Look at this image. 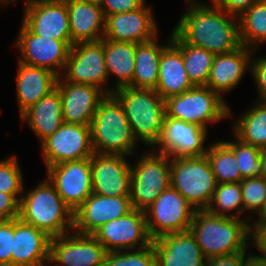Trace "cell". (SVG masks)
Instances as JSON below:
<instances>
[{
  "instance_id": "obj_40",
  "label": "cell",
  "mask_w": 266,
  "mask_h": 266,
  "mask_svg": "<svg viewBox=\"0 0 266 266\" xmlns=\"http://www.w3.org/2000/svg\"><path fill=\"white\" fill-rule=\"evenodd\" d=\"M14 219L0 220V265L11 266Z\"/></svg>"
},
{
  "instance_id": "obj_31",
  "label": "cell",
  "mask_w": 266,
  "mask_h": 266,
  "mask_svg": "<svg viewBox=\"0 0 266 266\" xmlns=\"http://www.w3.org/2000/svg\"><path fill=\"white\" fill-rule=\"evenodd\" d=\"M235 120L233 137L259 148H266V101L256 100Z\"/></svg>"
},
{
  "instance_id": "obj_46",
  "label": "cell",
  "mask_w": 266,
  "mask_h": 266,
  "mask_svg": "<svg viewBox=\"0 0 266 266\" xmlns=\"http://www.w3.org/2000/svg\"><path fill=\"white\" fill-rule=\"evenodd\" d=\"M206 266H244V251L206 259Z\"/></svg>"
},
{
  "instance_id": "obj_42",
  "label": "cell",
  "mask_w": 266,
  "mask_h": 266,
  "mask_svg": "<svg viewBox=\"0 0 266 266\" xmlns=\"http://www.w3.org/2000/svg\"><path fill=\"white\" fill-rule=\"evenodd\" d=\"M145 2L146 0H105L101 8L106 18L110 15L136 10Z\"/></svg>"
},
{
  "instance_id": "obj_48",
  "label": "cell",
  "mask_w": 266,
  "mask_h": 266,
  "mask_svg": "<svg viewBox=\"0 0 266 266\" xmlns=\"http://www.w3.org/2000/svg\"><path fill=\"white\" fill-rule=\"evenodd\" d=\"M258 219L256 218L255 220H253L254 218H252L251 221H266V200L263 204L262 209L260 210V212L257 214Z\"/></svg>"
},
{
  "instance_id": "obj_30",
  "label": "cell",
  "mask_w": 266,
  "mask_h": 266,
  "mask_svg": "<svg viewBox=\"0 0 266 266\" xmlns=\"http://www.w3.org/2000/svg\"><path fill=\"white\" fill-rule=\"evenodd\" d=\"M158 37L148 42L136 43L135 71L133 80L128 86L155 90L159 78L161 53L172 42L171 34L163 45L158 44Z\"/></svg>"
},
{
  "instance_id": "obj_16",
  "label": "cell",
  "mask_w": 266,
  "mask_h": 266,
  "mask_svg": "<svg viewBox=\"0 0 266 266\" xmlns=\"http://www.w3.org/2000/svg\"><path fill=\"white\" fill-rule=\"evenodd\" d=\"M46 170L47 179L73 211L93 193L90 158L63 162Z\"/></svg>"
},
{
  "instance_id": "obj_15",
  "label": "cell",
  "mask_w": 266,
  "mask_h": 266,
  "mask_svg": "<svg viewBox=\"0 0 266 266\" xmlns=\"http://www.w3.org/2000/svg\"><path fill=\"white\" fill-rule=\"evenodd\" d=\"M207 135L208 129L165 114L160 139L152 149L170 158L203 156Z\"/></svg>"
},
{
  "instance_id": "obj_37",
  "label": "cell",
  "mask_w": 266,
  "mask_h": 266,
  "mask_svg": "<svg viewBox=\"0 0 266 266\" xmlns=\"http://www.w3.org/2000/svg\"><path fill=\"white\" fill-rule=\"evenodd\" d=\"M104 266H157L153 244L136 250L108 252Z\"/></svg>"
},
{
  "instance_id": "obj_2",
  "label": "cell",
  "mask_w": 266,
  "mask_h": 266,
  "mask_svg": "<svg viewBox=\"0 0 266 266\" xmlns=\"http://www.w3.org/2000/svg\"><path fill=\"white\" fill-rule=\"evenodd\" d=\"M189 230L206 259L243 252L251 244L247 220L214 215L207 209L195 211Z\"/></svg>"
},
{
  "instance_id": "obj_11",
  "label": "cell",
  "mask_w": 266,
  "mask_h": 266,
  "mask_svg": "<svg viewBox=\"0 0 266 266\" xmlns=\"http://www.w3.org/2000/svg\"><path fill=\"white\" fill-rule=\"evenodd\" d=\"M17 36L14 46L21 54L18 62L47 68L58 76L62 75L72 47L71 40H56L33 34L23 23Z\"/></svg>"
},
{
  "instance_id": "obj_18",
  "label": "cell",
  "mask_w": 266,
  "mask_h": 266,
  "mask_svg": "<svg viewBox=\"0 0 266 266\" xmlns=\"http://www.w3.org/2000/svg\"><path fill=\"white\" fill-rule=\"evenodd\" d=\"M133 210L130 196H102L92 193L75 211L73 231L92 235L109 221Z\"/></svg>"
},
{
  "instance_id": "obj_35",
  "label": "cell",
  "mask_w": 266,
  "mask_h": 266,
  "mask_svg": "<svg viewBox=\"0 0 266 266\" xmlns=\"http://www.w3.org/2000/svg\"><path fill=\"white\" fill-rule=\"evenodd\" d=\"M206 156L217 183H240L243 180L236 156L223 140L209 144Z\"/></svg>"
},
{
  "instance_id": "obj_20",
  "label": "cell",
  "mask_w": 266,
  "mask_h": 266,
  "mask_svg": "<svg viewBox=\"0 0 266 266\" xmlns=\"http://www.w3.org/2000/svg\"><path fill=\"white\" fill-rule=\"evenodd\" d=\"M56 88L62 101V116L65 123L90 126L100 102L107 94L94 85L77 84L58 77Z\"/></svg>"
},
{
  "instance_id": "obj_14",
  "label": "cell",
  "mask_w": 266,
  "mask_h": 266,
  "mask_svg": "<svg viewBox=\"0 0 266 266\" xmlns=\"http://www.w3.org/2000/svg\"><path fill=\"white\" fill-rule=\"evenodd\" d=\"M107 253L93 235L71 231L51 238L49 266H104Z\"/></svg>"
},
{
  "instance_id": "obj_4",
  "label": "cell",
  "mask_w": 266,
  "mask_h": 266,
  "mask_svg": "<svg viewBox=\"0 0 266 266\" xmlns=\"http://www.w3.org/2000/svg\"><path fill=\"white\" fill-rule=\"evenodd\" d=\"M94 153L132 156L137 153V140L126 118L124 108L112 94L99 104L91 124Z\"/></svg>"
},
{
  "instance_id": "obj_8",
  "label": "cell",
  "mask_w": 266,
  "mask_h": 266,
  "mask_svg": "<svg viewBox=\"0 0 266 266\" xmlns=\"http://www.w3.org/2000/svg\"><path fill=\"white\" fill-rule=\"evenodd\" d=\"M131 164L130 199L133 209L145 211L164 190L171 186V158L147 149Z\"/></svg>"
},
{
  "instance_id": "obj_33",
  "label": "cell",
  "mask_w": 266,
  "mask_h": 266,
  "mask_svg": "<svg viewBox=\"0 0 266 266\" xmlns=\"http://www.w3.org/2000/svg\"><path fill=\"white\" fill-rule=\"evenodd\" d=\"M238 20L242 45L253 50L266 45V0L254 3Z\"/></svg>"
},
{
  "instance_id": "obj_27",
  "label": "cell",
  "mask_w": 266,
  "mask_h": 266,
  "mask_svg": "<svg viewBox=\"0 0 266 266\" xmlns=\"http://www.w3.org/2000/svg\"><path fill=\"white\" fill-rule=\"evenodd\" d=\"M158 70L155 90L164 100L194 87L185 70L182 52L173 42L162 51Z\"/></svg>"
},
{
  "instance_id": "obj_34",
  "label": "cell",
  "mask_w": 266,
  "mask_h": 266,
  "mask_svg": "<svg viewBox=\"0 0 266 266\" xmlns=\"http://www.w3.org/2000/svg\"><path fill=\"white\" fill-rule=\"evenodd\" d=\"M207 210L214 215L245 219L251 223L253 214L242 215L244 203L240 183H217L216 189Z\"/></svg>"
},
{
  "instance_id": "obj_12",
  "label": "cell",
  "mask_w": 266,
  "mask_h": 266,
  "mask_svg": "<svg viewBox=\"0 0 266 266\" xmlns=\"http://www.w3.org/2000/svg\"><path fill=\"white\" fill-rule=\"evenodd\" d=\"M40 146L46 168L63 162L90 158L94 154L88 125L64 122Z\"/></svg>"
},
{
  "instance_id": "obj_9",
  "label": "cell",
  "mask_w": 266,
  "mask_h": 266,
  "mask_svg": "<svg viewBox=\"0 0 266 266\" xmlns=\"http://www.w3.org/2000/svg\"><path fill=\"white\" fill-rule=\"evenodd\" d=\"M196 209L173 187L164 190L145 210L148 232L154 240L190 229Z\"/></svg>"
},
{
  "instance_id": "obj_13",
  "label": "cell",
  "mask_w": 266,
  "mask_h": 266,
  "mask_svg": "<svg viewBox=\"0 0 266 266\" xmlns=\"http://www.w3.org/2000/svg\"><path fill=\"white\" fill-rule=\"evenodd\" d=\"M108 252L139 249L152 244L145 211L133 209L107 222L92 234Z\"/></svg>"
},
{
  "instance_id": "obj_52",
  "label": "cell",
  "mask_w": 266,
  "mask_h": 266,
  "mask_svg": "<svg viewBox=\"0 0 266 266\" xmlns=\"http://www.w3.org/2000/svg\"><path fill=\"white\" fill-rule=\"evenodd\" d=\"M192 1H200V0H186V2H192ZM213 2L214 0H210V2Z\"/></svg>"
},
{
  "instance_id": "obj_5",
  "label": "cell",
  "mask_w": 266,
  "mask_h": 266,
  "mask_svg": "<svg viewBox=\"0 0 266 266\" xmlns=\"http://www.w3.org/2000/svg\"><path fill=\"white\" fill-rule=\"evenodd\" d=\"M122 104L137 142L149 149L160 139L166 114L165 100L154 89L123 86L113 91Z\"/></svg>"
},
{
  "instance_id": "obj_22",
  "label": "cell",
  "mask_w": 266,
  "mask_h": 266,
  "mask_svg": "<svg viewBox=\"0 0 266 266\" xmlns=\"http://www.w3.org/2000/svg\"><path fill=\"white\" fill-rule=\"evenodd\" d=\"M50 240L44 231L15 218L11 266H49Z\"/></svg>"
},
{
  "instance_id": "obj_10",
  "label": "cell",
  "mask_w": 266,
  "mask_h": 266,
  "mask_svg": "<svg viewBox=\"0 0 266 266\" xmlns=\"http://www.w3.org/2000/svg\"><path fill=\"white\" fill-rule=\"evenodd\" d=\"M61 76L72 83L94 85L107 95H112V88L107 86L110 78L104 59V38L74 44Z\"/></svg>"
},
{
  "instance_id": "obj_36",
  "label": "cell",
  "mask_w": 266,
  "mask_h": 266,
  "mask_svg": "<svg viewBox=\"0 0 266 266\" xmlns=\"http://www.w3.org/2000/svg\"><path fill=\"white\" fill-rule=\"evenodd\" d=\"M234 140L223 142L234 152L242 179L263 177L262 149L243 143L236 137Z\"/></svg>"
},
{
  "instance_id": "obj_39",
  "label": "cell",
  "mask_w": 266,
  "mask_h": 266,
  "mask_svg": "<svg viewBox=\"0 0 266 266\" xmlns=\"http://www.w3.org/2000/svg\"><path fill=\"white\" fill-rule=\"evenodd\" d=\"M244 212L258 214L266 200V180L264 177L247 178L240 182Z\"/></svg>"
},
{
  "instance_id": "obj_51",
  "label": "cell",
  "mask_w": 266,
  "mask_h": 266,
  "mask_svg": "<svg viewBox=\"0 0 266 266\" xmlns=\"http://www.w3.org/2000/svg\"><path fill=\"white\" fill-rule=\"evenodd\" d=\"M87 1H89V2H91V3H93V4H97V5H99V6H102V4H103V2H104L105 0H87Z\"/></svg>"
},
{
  "instance_id": "obj_43",
  "label": "cell",
  "mask_w": 266,
  "mask_h": 266,
  "mask_svg": "<svg viewBox=\"0 0 266 266\" xmlns=\"http://www.w3.org/2000/svg\"><path fill=\"white\" fill-rule=\"evenodd\" d=\"M19 203L12 194L0 192V220L19 218Z\"/></svg>"
},
{
  "instance_id": "obj_50",
  "label": "cell",
  "mask_w": 266,
  "mask_h": 266,
  "mask_svg": "<svg viewBox=\"0 0 266 266\" xmlns=\"http://www.w3.org/2000/svg\"><path fill=\"white\" fill-rule=\"evenodd\" d=\"M17 0H0V5L4 8L5 6H9L11 2H16Z\"/></svg>"
},
{
  "instance_id": "obj_6",
  "label": "cell",
  "mask_w": 266,
  "mask_h": 266,
  "mask_svg": "<svg viewBox=\"0 0 266 266\" xmlns=\"http://www.w3.org/2000/svg\"><path fill=\"white\" fill-rule=\"evenodd\" d=\"M231 108L218 92L194 86L165 100L166 115L208 129L209 123L232 118Z\"/></svg>"
},
{
  "instance_id": "obj_26",
  "label": "cell",
  "mask_w": 266,
  "mask_h": 266,
  "mask_svg": "<svg viewBox=\"0 0 266 266\" xmlns=\"http://www.w3.org/2000/svg\"><path fill=\"white\" fill-rule=\"evenodd\" d=\"M16 94L21 115L56 88L58 75L53 71L18 62Z\"/></svg>"
},
{
  "instance_id": "obj_25",
  "label": "cell",
  "mask_w": 266,
  "mask_h": 266,
  "mask_svg": "<svg viewBox=\"0 0 266 266\" xmlns=\"http://www.w3.org/2000/svg\"><path fill=\"white\" fill-rule=\"evenodd\" d=\"M71 44L95 42L103 39L105 15L101 6L87 0H65Z\"/></svg>"
},
{
  "instance_id": "obj_29",
  "label": "cell",
  "mask_w": 266,
  "mask_h": 266,
  "mask_svg": "<svg viewBox=\"0 0 266 266\" xmlns=\"http://www.w3.org/2000/svg\"><path fill=\"white\" fill-rule=\"evenodd\" d=\"M136 43L119 42L104 38V59L108 76H115L113 91L128 86L135 71Z\"/></svg>"
},
{
  "instance_id": "obj_44",
  "label": "cell",
  "mask_w": 266,
  "mask_h": 266,
  "mask_svg": "<svg viewBox=\"0 0 266 266\" xmlns=\"http://www.w3.org/2000/svg\"><path fill=\"white\" fill-rule=\"evenodd\" d=\"M250 240L259 253L266 256V221L250 223Z\"/></svg>"
},
{
  "instance_id": "obj_45",
  "label": "cell",
  "mask_w": 266,
  "mask_h": 266,
  "mask_svg": "<svg viewBox=\"0 0 266 266\" xmlns=\"http://www.w3.org/2000/svg\"><path fill=\"white\" fill-rule=\"evenodd\" d=\"M259 0H214L213 2L225 12L239 17Z\"/></svg>"
},
{
  "instance_id": "obj_21",
  "label": "cell",
  "mask_w": 266,
  "mask_h": 266,
  "mask_svg": "<svg viewBox=\"0 0 266 266\" xmlns=\"http://www.w3.org/2000/svg\"><path fill=\"white\" fill-rule=\"evenodd\" d=\"M146 2L136 10L106 17L103 38L119 42L144 43L158 36V26Z\"/></svg>"
},
{
  "instance_id": "obj_17",
  "label": "cell",
  "mask_w": 266,
  "mask_h": 266,
  "mask_svg": "<svg viewBox=\"0 0 266 266\" xmlns=\"http://www.w3.org/2000/svg\"><path fill=\"white\" fill-rule=\"evenodd\" d=\"M22 23L33 33L71 40L65 0H25Z\"/></svg>"
},
{
  "instance_id": "obj_38",
  "label": "cell",
  "mask_w": 266,
  "mask_h": 266,
  "mask_svg": "<svg viewBox=\"0 0 266 266\" xmlns=\"http://www.w3.org/2000/svg\"><path fill=\"white\" fill-rule=\"evenodd\" d=\"M16 157L12 155L0 160V192L12 194L20 202L25 184Z\"/></svg>"
},
{
  "instance_id": "obj_7",
  "label": "cell",
  "mask_w": 266,
  "mask_h": 266,
  "mask_svg": "<svg viewBox=\"0 0 266 266\" xmlns=\"http://www.w3.org/2000/svg\"><path fill=\"white\" fill-rule=\"evenodd\" d=\"M171 187L196 210L207 209L216 189V179L206 155L171 158Z\"/></svg>"
},
{
  "instance_id": "obj_49",
  "label": "cell",
  "mask_w": 266,
  "mask_h": 266,
  "mask_svg": "<svg viewBox=\"0 0 266 266\" xmlns=\"http://www.w3.org/2000/svg\"><path fill=\"white\" fill-rule=\"evenodd\" d=\"M261 158L263 161V177L266 180V148H262Z\"/></svg>"
},
{
  "instance_id": "obj_3",
  "label": "cell",
  "mask_w": 266,
  "mask_h": 266,
  "mask_svg": "<svg viewBox=\"0 0 266 266\" xmlns=\"http://www.w3.org/2000/svg\"><path fill=\"white\" fill-rule=\"evenodd\" d=\"M45 180L27 192L23 191L19 203V218L53 238L73 231L74 211L49 180Z\"/></svg>"
},
{
  "instance_id": "obj_47",
  "label": "cell",
  "mask_w": 266,
  "mask_h": 266,
  "mask_svg": "<svg viewBox=\"0 0 266 266\" xmlns=\"http://www.w3.org/2000/svg\"><path fill=\"white\" fill-rule=\"evenodd\" d=\"M244 266H266V256L244 251Z\"/></svg>"
},
{
  "instance_id": "obj_32",
  "label": "cell",
  "mask_w": 266,
  "mask_h": 266,
  "mask_svg": "<svg viewBox=\"0 0 266 266\" xmlns=\"http://www.w3.org/2000/svg\"><path fill=\"white\" fill-rule=\"evenodd\" d=\"M171 40L182 52L185 70L191 83L194 86H206L215 55L204 48L183 42L173 31Z\"/></svg>"
},
{
  "instance_id": "obj_41",
  "label": "cell",
  "mask_w": 266,
  "mask_h": 266,
  "mask_svg": "<svg viewBox=\"0 0 266 266\" xmlns=\"http://www.w3.org/2000/svg\"><path fill=\"white\" fill-rule=\"evenodd\" d=\"M255 56V54L251 56L250 71L248 72L251 73L255 82L258 100L266 101V56Z\"/></svg>"
},
{
  "instance_id": "obj_28",
  "label": "cell",
  "mask_w": 266,
  "mask_h": 266,
  "mask_svg": "<svg viewBox=\"0 0 266 266\" xmlns=\"http://www.w3.org/2000/svg\"><path fill=\"white\" fill-rule=\"evenodd\" d=\"M19 116L37 134L41 144L64 123L59 90L55 88Z\"/></svg>"
},
{
  "instance_id": "obj_23",
  "label": "cell",
  "mask_w": 266,
  "mask_h": 266,
  "mask_svg": "<svg viewBox=\"0 0 266 266\" xmlns=\"http://www.w3.org/2000/svg\"><path fill=\"white\" fill-rule=\"evenodd\" d=\"M152 244L157 266H206V258L190 230L164 234Z\"/></svg>"
},
{
  "instance_id": "obj_19",
  "label": "cell",
  "mask_w": 266,
  "mask_h": 266,
  "mask_svg": "<svg viewBox=\"0 0 266 266\" xmlns=\"http://www.w3.org/2000/svg\"><path fill=\"white\" fill-rule=\"evenodd\" d=\"M90 163L94 194L130 196L131 163L127 156L94 153Z\"/></svg>"
},
{
  "instance_id": "obj_1",
  "label": "cell",
  "mask_w": 266,
  "mask_h": 266,
  "mask_svg": "<svg viewBox=\"0 0 266 266\" xmlns=\"http://www.w3.org/2000/svg\"><path fill=\"white\" fill-rule=\"evenodd\" d=\"M186 12L172 30L183 42L219 55L242 46L238 17L214 2H187Z\"/></svg>"
},
{
  "instance_id": "obj_24",
  "label": "cell",
  "mask_w": 266,
  "mask_h": 266,
  "mask_svg": "<svg viewBox=\"0 0 266 266\" xmlns=\"http://www.w3.org/2000/svg\"><path fill=\"white\" fill-rule=\"evenodd\" d=\"M256 50L242 45L235 51L215 55L206 86L223 98L242 81L250 71L251 56Z\"/></svg>"
}]
</instances>
